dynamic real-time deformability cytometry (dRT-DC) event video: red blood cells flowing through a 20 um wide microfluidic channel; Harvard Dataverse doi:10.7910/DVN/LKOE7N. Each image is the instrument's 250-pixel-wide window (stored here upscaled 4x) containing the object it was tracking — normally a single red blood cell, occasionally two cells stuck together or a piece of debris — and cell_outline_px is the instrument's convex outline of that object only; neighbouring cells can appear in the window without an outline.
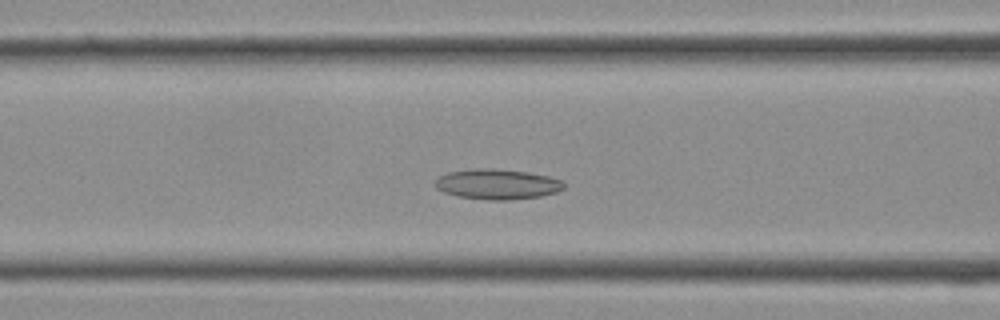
{"species": "Egyptian fruit bat (a non-hibernating species)", "species_latin": "Rousettus aegyptiacus", "temperature_condition": "cold", "stored_images_in_passage": 23, "camera_frame_rate_fps": 3000, "um_per_image_px": 0.085, "frame": {"image": 1, "passage_image": 9, "time_ms": 2.667, "image_size_px": [1000, 320], "cell_outline_px": [[568, 184], [564, 188], [556, 192], [540, 196], [512, 200], [488, 200], [460, 196], [444, 192], [436, 188], [436, 180], [440, 176], [448, 172], [476, 168], [492, 168], [528, 172], [548, 176], [560, 180]], "centroid_in_image_um": [42.3, 15.65], "position_along_channel_um": 124.3, "area_um2": 22.66}}
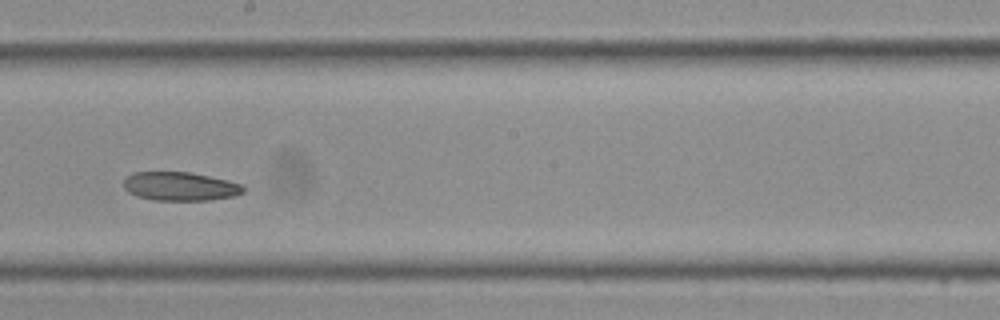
{"frame": {"image": 2, "passage_image": 14, "time_ms": 4.333, "image_size_px": [1000, 320], "cell_outline_px": [[244, 192], [232, 196], [208, 200], [152, 200], [136, 196], [128, 192], [124, 188], [124, 180], [132, 172], [192, 172], [244, 184]], "centroid_in_image_um": [15.3, 15.83], "position_along_channel_um": 232.9, "area_um2": 20.06}}
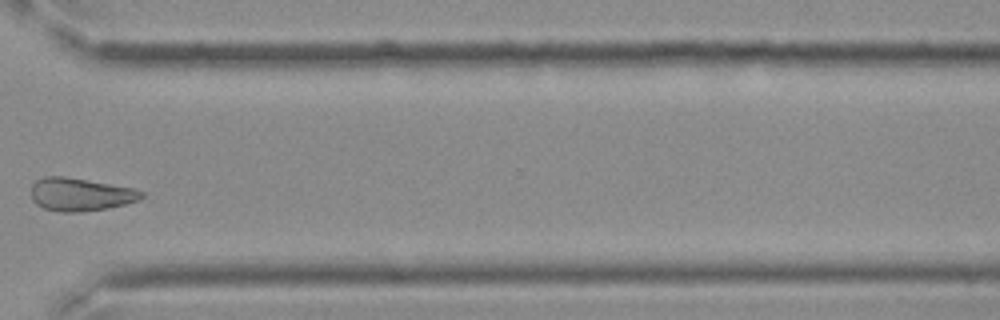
{"frame": {"image": 3, "passage_image": 20, "time_ms": 6.333, "image_size_px": [1000, 320], "cell_outline_px": [[144, 196], [140, 200], [108, 208], [80, 212], [60, 212], [44, 208], [36, 204], [32, 200], [32, 184], [36, 180], [44, 176], [64, 176], [136, 188], [144, 192]], "centroid_in_image_um": [6.85, 16.52], "position_along_channel_um": 363.7, "area_um2": 21.39}}